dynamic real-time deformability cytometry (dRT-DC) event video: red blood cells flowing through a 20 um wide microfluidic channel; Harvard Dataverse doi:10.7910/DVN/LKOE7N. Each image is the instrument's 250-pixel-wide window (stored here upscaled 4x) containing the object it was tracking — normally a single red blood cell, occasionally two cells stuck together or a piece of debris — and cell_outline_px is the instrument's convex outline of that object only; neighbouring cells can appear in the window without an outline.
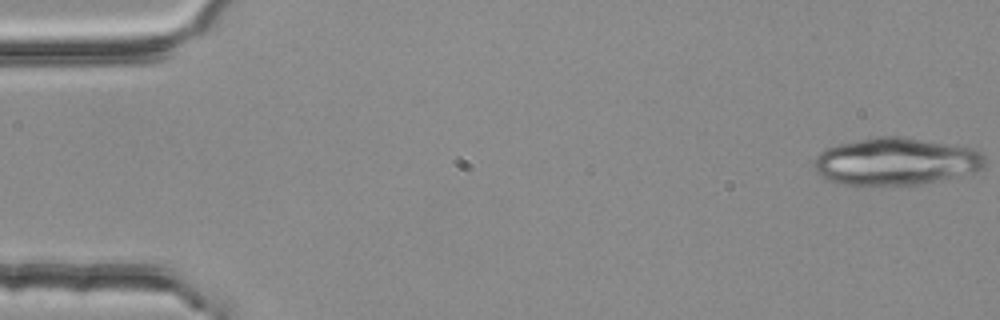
{"species": "common noctule bat (a hibernating species)", "species_latin": "Nyctalus noctula", "temperature_condition": "room temperature", "stored_images_in_passage": 19, "camera_frame_rate_fps": 3000, "um_per_image_px": 0.085, "animal": {"sex": "female", "body_mass_g": 25.1}, "frame": {"image": 1, "passage_image": 1, "time_ms": 0.0, "image_size_px": [1000, 320], "cell_outline_px": [[984, 164], [980, 168], [972, 172], [940, 180], [920, 184], [868, 188], [844, 184], [824, 180], [816, 172], [812, 160], [824, 148], [836, 144], [876, 136], [904, 136], [972, 148], [980, 152], [984, 156]], "centroid_in_image_um": [76.03, 13.75], "position_along_channel_um": 9.0, "area_um2": 48.15}}